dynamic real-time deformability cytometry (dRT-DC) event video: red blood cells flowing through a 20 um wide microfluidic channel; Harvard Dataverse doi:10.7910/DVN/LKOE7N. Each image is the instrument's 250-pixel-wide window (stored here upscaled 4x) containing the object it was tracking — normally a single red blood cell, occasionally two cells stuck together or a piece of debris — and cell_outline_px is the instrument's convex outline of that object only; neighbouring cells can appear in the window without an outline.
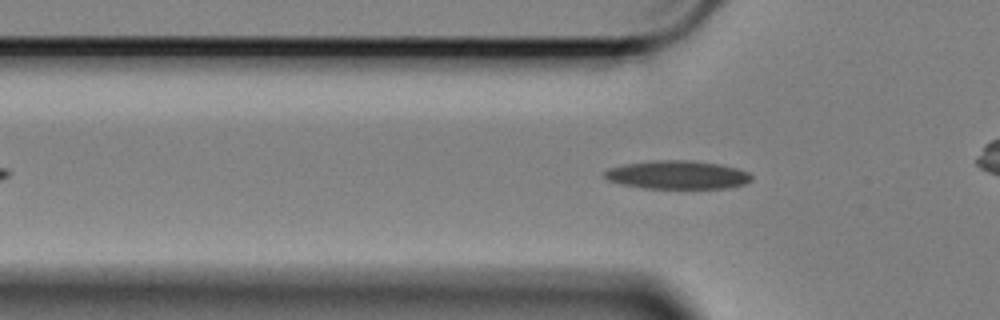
{"species": "Egyptian fruit bat (a non-hibernating species)", "species_latin": "Rousettus aegyptiacus", "temperature_condition": "cold", "stored_images_in_passage": 49, "camera_frame_rate_fps": 3000, "um_per_image_px": 0.085, "animal": {"sex": "female"}, "frame": {"image": 1, "passage_image": 13, "time_ms": 4.0, "image_size_px": [1000, 320], "cell_outline_px": [[752, 180], [744, 184], [724, 188], [644, 188], [620, 184], [608, 180], [604, 176], [604, 172], [608, 168], [624, 164], [652, 160], [692, 160], [720, 164], [736, 168], [748, 172], [752, 176]], "centroid_in_image_um": [57.56, 14.85], "position_along_channel_um": 68.2, "area_um2": 24.39}}
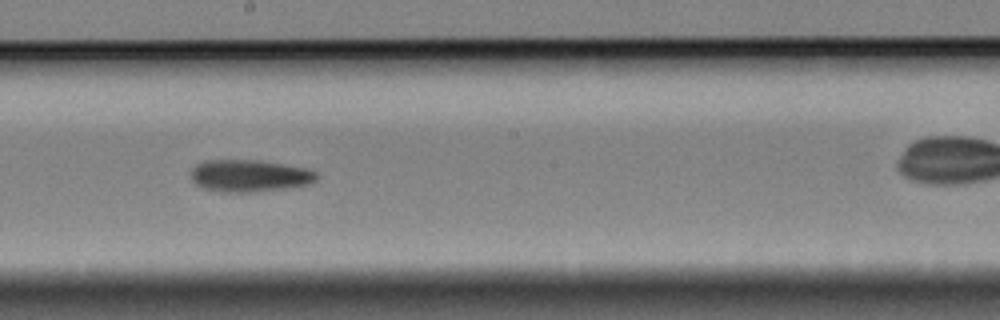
{"frame": {"image": 2, "passage_image": 27, "time_ms": 8.667, "image_size_px": [1000, 320], "cell_outline_px": [[316, 180], [312, 184], [284, 188], [248, 192], [220, 192], [200, 188], [192, 180], [192, 168], [196, 164], [204, 160], [260, 160], [308, 168], [316, 172]], "centroid_in_image_um": [21.19, 14.93], "position_along_channel_um": 227.0, "area_um2": 23.64}}
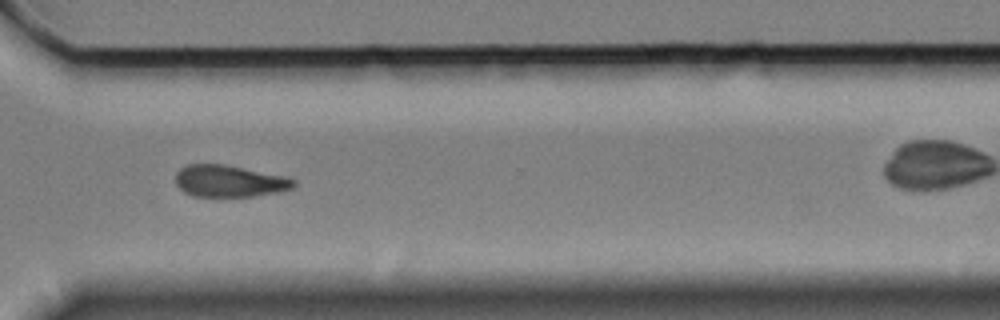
{"frame": {"image": 3, "passage_image": 38, "time_ms": 12.333, "image_size_px": [1000, 320], "cell_outline_px": [[296, 184], [292, 188], [280, 192], [252, 196], [192, 196], [184, 192], [176, 184], [176, 172], [180, 168], [188, 164], [224, 164], [284, 176], [296, 180]], "centroid_in_image_um": [19.49, 15.39], "position_along_channel_um": 351.1, "area_um2": 21.85}, "authors_computed_cell_mechanics": {"area_um2": 23.2934, "velocity_mm_per_s": 3.384, "shape_relaxation_time_tau1_ms": null, "shape_relaxation_time_tau2_ms": 8.0401, "deformation_change_tau1": null, "deformation_change_tau2": 0.1648}}